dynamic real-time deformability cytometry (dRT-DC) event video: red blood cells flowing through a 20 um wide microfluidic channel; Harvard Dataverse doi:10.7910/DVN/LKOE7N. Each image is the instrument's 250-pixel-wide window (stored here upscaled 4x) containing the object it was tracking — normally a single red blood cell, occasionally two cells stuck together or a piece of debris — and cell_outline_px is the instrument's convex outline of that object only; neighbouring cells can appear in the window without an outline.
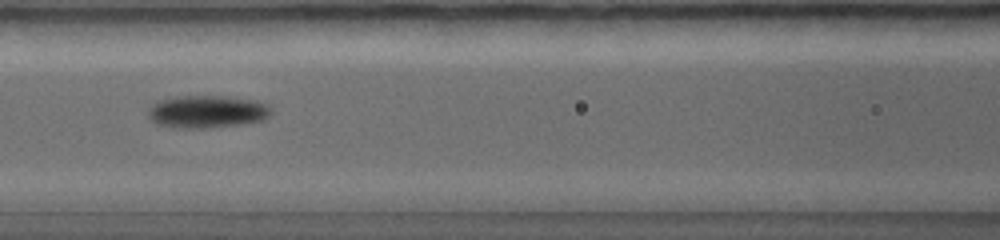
{"species": "common noctule bat (a hibernating species)", "species_latin": "Nyctalus noctula", "temperature_condition": "warm", "stored_images_in_passage": 8, "camera_frame_rate_fps": 5000, "um_per_image_px": 0.085, "animal": {"sex": "female", "body_mass_g": 19.0, "forearm_length_mm": 56.7}, "frame": {"image": 1, "passage_image": 7, "time_ms": 3.4, "image_size_px": [1000, 240], "cell_outline_px": [[272, 112], [264, 120], [244, 124], [208, 128], [176, 128], [156, 124], [148, 116], [148, 112], [152, 104], [156, 100], [168, 96], [228, 96], [256, 100], [268, 104], [272, 108]], "centroid_in_image_um": [17.6, 9.48], "position_along_channel_um": 149.0, "area_um2": 23.93}}